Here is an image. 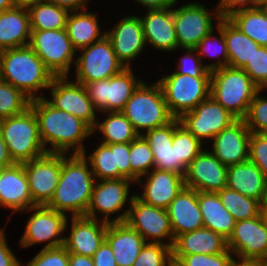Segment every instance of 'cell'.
<instances>
[{"mask_svg": "<svg viewBox=\"0 0 267 266\" xmlns=\"http://www.w3.org/2000/svg\"><path fill=\"white\" fill-rule=\"evenodd\" d=\"M29 107L34 111L38 121L39 135L46 149L49 143L51 149L47 153L65 154L73 148V154L85 153L82 145L92 128L82 119L53 107L45 98H36L30 101Z\"/></svg>", "mask_w": 267, "mask_h": 266, "instance_id": "obj_1", "label": "cell"}, {"mask_svg": "<svg viewBox=\"0 0 267 266\" xmlns=\"http://www.w3.org/2000/svg\"><path fill=\"white\" fill-rule=\"evenodd\" d=\"M87 164L85 153L70 158L61 154L59 182L46 207L64 214L70 211L72 217L86 215L97 179Z\"/></svg>", "mask_w": 267, "mask_h": 266, "instance_id": "obj_2", "label": "cell"}, {"mask_svg": "<svg viewBox=\"0 0 267 266\" xmlns=\"http://www.w3.org/2000/svg\"><path fill=\"white\" fill-rule=\"evenodd\" d=\"M54 77L29 46L0 51V79L20 90L30 100L42 98L34 96V93L49 88Z\"/></svg>", "mask_w": 267, "mask_h": 266, "instance_id": "obj_3", "label": "cell"}, {"mask_svg": "<svg viewBox=\"0 0 267 266\" xmlns=\"http://www.w3.org/2000/svg\"><path fill=\"white\" fill-rule=\"evenodd\" d=\"M261 89L241 68L225 66L211 71L210 97L237 119H244Z\"/></svg>", "mask_w": 267, "mask_h": 266, "instance_id": "obj_4", "label": "cell"}, {"mask_svg": "<svg viewBox=\"0 0 267 266\" xmlns=\"http://www.w3.org/2000/svg\"><path fill=\"white\" fill-rule=\"evenodd\" d=\"M0 133L15 163L31 161L47 153L36 115L30 107L19 115L1 119Z\"/></svg>", "mask_w": 267, "mask_h": 266, "instance_id": "obj_5", "label": "cell"}, {"mask_svg": "<svg viewBox=\"0 0 267 266\" xmlns=\"http://www.w3.org/2000/svg\"><path fill=\"white\" fill-rule=\"evenodd\" d=\"M132 123L135 131H146L164 126L175 117L170 113L158 82L147 86L142 82L121 111Z\"/></svg>", "mask_w": 267, "mask_h": 266, "instance_id": "obj_6", "label": "cell"}, {"mask_svg": "<svg viewBox=\"0 0 267 266\" xmlns=\"http://www.w3.org/2000/svg\"><path fill=\"white\" fill-rule=\"evenodd\" d=\"M170 113L180 118L210 96L211 77H193L172 73L157 81Z\"/></svg>", "mask_w": 267, "mask_h": 266, "instance_id": "obj_7", "label": "cell"}, {"mask_svg": "<svg viewBox=\"0 0 267 266\" xmlns=\"http://www.w3.org/2000/svg\"><path fill=\"white\" fill-rule=\"evenodd\" d=\"M54 76H68L75 48L66 29L31 30L28 45Z\"/></svg>", "mask_w": 267, "mask_h": 266, "instance_id": "obj_8", "label": "cell"}, {"mask_svg": "<svg viewBox=\"0 0 267 266\" xmlns=\"http://www.w3.org/2000/svg\"><path fill=\"white\" fill-rule=\"evenodd\" d=\"M141 83L129 67L108 79L87 83L85 88L96 111L121 112Z\"/></svg>", "mask_w": 267, "mask_h": 266, "instance_id": "obj_9", "label": "cell"}, {"mask_svg": "<svg viewBox=\"0 0 267 266\" xmlns=\"http://www.w3.org/2000/svg\"><path fill=\"white\" fill-rule=\"evenodd\" d=\"M79 50L83 53L75 61L76 82L84 86L93 81L108 79L125 69L107 36Z\"/></svg>", "mask_w": 267, "mask_h": 266, "instance_id": "obj_10", "label": "cell"}, {"mask_svg": "<svg viewBox=\"0 0 267 266\" xmlns=\"http://www.w3.org/2000/svg\"><path fill=\"white\" fill-rule=\"evenodd\" d=\"M129 201L130 209L111 222H126L145 240L149 236L155 238L151 243H162L163 238L170 237L172 248L174 236L167 211L142 202L136 195L131 196Z\"/></svg>", "mask_w": 267, "mask_h": 266, "instance_id": "obj_11", "label": "cell"}, {"mask_svg": "<svg viewBox=\"0 0 267 266\" xmlns=\"http://www.w3.org/2000/svg\"><path fill=\"white\" fill-rule=\"evenodd\" d=\"M180 123L198 140L214 138L237 118L212 97L200 102L193 110L185 112Z\"/></svg>", "mask_w": 267, "mask_h": 266, "instance_id": "obj_12", "label": "cell"}, {"mask_svg": "<svg viewBox=\"0 0 267 266\" xmlns=\"http://www.w3.org/2000/svg\"><path fill=\"white\" fill-rule=\"evenodd\" d=\"M227 248L240 261L262 262L267 259V228L260 216L237 221L227 240Z\"/></svg>", "mask_w": 267, "mask_h": 266, "instance_id": "obj_13", "label": "cell"}, {"mask_svg": "<svg viewBox=\"0 0 267 266\" xmlns=\"http://www.w3.org/2000/svg\"><path fill=\"white\" fill-rule=\"evenodd\" d=\"M211 16L210 12L199 3H189L179 9H173L178 47L194 49L197 44L213 31V17L220 20L219 12Z\"/></svg>", "mask_w": 267, "mask_h": 266, "instance_id": "obj_14", "label": "cell"}, {"mask_svg": "<svg viewBox=\"0 0 267 266\" xmlns=\"http://www.w3.org/2000/svg\"><path fill=\"white\" fill-rule=\"evenodd\" d=\"M29 210L37 211L32 214L27 222L25 233L20 240L21 247L27 248L36 243L48 240L50 242L44 248L63 246L65 237L58 238L57 235H61L66 229V214L52 210L45 205H37Z\"/></svg>", "mask_w": 267, "mask_h": 266, "instance_id": "obj_15", "label": "cell"}, {"mask_svg": "<svg viewBox=\"0 0 267 266\" xmlns=\"http://www.w3.org/2000/svg\"><path fill=\"white\" fill-rule=\"evenodd\" d=\"M68 76H55L49 88L53 100L47 101L62 111L82 119L92 129L95 126L96 114L93 103L84 85L66 81Z\"/></svg>", "mask_w": 267, "mask_h": 266, "instance_id": "obj_16", "label": "cell"}, {"mask_svg": "<svg viewBox=\"0 0 267 266\" xmlns=\"http://www.w3.org/2000/svg\"><path fill=\"white\" fill-rule=\"evenodd\" d=\"M32 201L46 205L52 198L61 173V154L46 153L23 163Z\"/></svg>", "mask_w": 267, "mask_h": 266, "instance_id": "obj_17", "label": "cell"}, {"mask_svg": "<svg viewBox=\"0 0 267 266\" xmlns=\"http://www.w3.org/2000/svg\"><path fill=\"white\" fill-rule=\"evenodd\" d=\"M228 167L212 152L202 151L189 164L184 175L185 187L197 192L217 193L226 187Z\"/></svg>", "mask_w": 267, "mask_h": 266, "instance_id": "obj_18", "label": "cell"}, {"mask_svg": "<svg viewBox=\"0 0 267 266\" xmlns=\"http://www.w3.org/2000/svg\"><path fill=\"white\" fill-rule=\"evenodd\" d=\"M250 129L244 119H237L213 138V154L229 167L248 161Z\"/></svg>", "mask_w": 267, "mask_h": 266, "instance_id": "obj_19", "label": "cell"}, {"mask_svg": "<svg viewBox=\"0 0 267 266\" xmlns=\"http://www.w3.org/2000/svg\"><path fill=\"white\" fill-rule=\"evenodd\" d=\"M128 178L101 180L95 182L86 217L96 219V212L103 213V222L111 223L109 214L120 211L126 203L129 183Z\"/></svg>", "mask_w": 267, "mask_h": 266, "instance_id": "obj_20", "label": "cell"}, {"mask_svg": "<svg viewBox=\"0 0 267 266\" xmlns=\"http://www.w3.org/2000/svg\"><path fill=\"white\" fill-rule=\"evenodd\" d=\"M106 36L111 41L118 60L125 68L130 67L131 60L137 57L146 44L142 21L136 16L123 18L114 29L106 32Z\"/></svg>", "mask_w": 267, "mask_h": 266, "instance_id": "obj_21", "label": "cell"}, {"mask_svg": "<svg viewBox=\"0 0 267 266\" xmlns=\"http://www.w3.org/2000/svg\"><path fill=\"white\" fill-rule=\"evenodd\" d=\"M0 206L21 212L37 206L31 198L23 163L0 169Z\"/></svg>", "mask_w": 267, "mask_h": 266, "instance_id": "obj_22", "label": "cell"}, {"mask_svg": "<svg viewBox=\"0 0 267 266\" xmlns=\"http://www.w3.org/2000/svg\"><path fill=\"white\" fill-rule=\"evenodd\" d=\"M99 221L100 219L86 216L72 217L71 234L65 237L63 245L66 250L69 253L93 257L104 242L107 231L108 223Z\"/></svg>", "mask_w": 267, "mask_h": 266, "instance_id": "obj_23", "label": "cell"}, {"mask_svg": "<svg viewBox=\"0 0 267 266\" xmlns=\"http://www.w3.org/2000/svg\"><path fill=\"white\" fill-rule=\"evenodd\" d=\"M174 239L184 233L204 227L198 203V192L184 187L166 209Z\"/></svg>", "mask_w": 267, "mask_h": 266, "instance_id": "obj_24", "label": "cell"}, {"mask_svg": "<svg viewBox=\"0 0 267 266\" xmlns=\"http://www.w3.org/2000/svg\"><path fill=\"white\" fill-rule=\"evenodd\" d=\"M148 177L142 196L136 194V197L157 208L166 210L176 195L185 187L184 176L172 171L154 168L150 175L148 173Z\"/></svg>", "mask_w": 267, "mask_h": 266, "instance_id": "obj_25", "label": "cell"}, {"mask_svg": "<svg viewBox=\"0 0 267 266\" xmlns=\"http://www.w3.org/2000/svg\"><path fill=\"white\" fill-rule=\"evenodd\" d=\"M105 240L110 245L117 266H133L146 240L126 222L107 225Z\"/></svg>", "mask_w": 267, "mask_h": 266, "instance_id": "obj_26", "label": "cell"}, {"mask_svg": "<svg viewBox=\"0 0 267 266\" xmlns=\"http://www.w3.org/2000/svg\"><path fill=\"white\" fill-rule=\"evenodd\" d=\"M140 19L143 24L145 43L163 51H171L178 47L173 9L148 10L146 16Z\"/></svg>", "mask_w": 267, "mask_h": 266, "instance_id": "obj_27", "label": "cell"}, {"mask_svg": "<svg viewBox=\"0 0 267 266\" xmlns=\"http://www.w3.org/2000/svg\"><path fill=\"white\" fill-rule=\"evenodd\" d=\"M227 240L208 228H200L177 236L172 255L206 254L215 255L227 250Z\"/></svg>", "mask_w": 267, "mask_h": 266, "instance_id": "obj_28", "label": "cell"}, {"mask_svg": "<svg viewBox=\"0 0 267 266\" xmlns=\"http://www.w3.org/2000/svg\"><path fill=\"white\" fill-rule=\"evenodd\" d=\"M267 186V177L257 165L246 161L228 167L226 187L262 203Z\"/></svg>", "mask_w": 267, "mask_h": 266, "instance_id": "obj_29", "label": "cell"}, {"mask_svg": "<svg viewBox=\"0 0 267 266\" xmlns=\"http://www.w3.org/2000/svg\"><path fill=\"white\" fill-rule=\"evenodd\" d=\"M30 35L27 9L13 7L0 12V51L28 46Z\"/></svg>", "mask_w": 267, "mask_h": 266, "instance_id": "obj_30", "label": "cell"}, {"mask_svg": "<svg viewBox=\"0 0 267 266\" xmlns=\"http://www.w3.org/2000/svg\"><path fill=\"white\" fill-rule=\"evenodd\" d=\"M198 203L204 227L213 230L228 240L236 221L223 206L218 193L198 191Z\"/></svg>", "mask_w": 267, "mask_h": 266, "instance_id": "obj_31", "label": "cell"}, {"mask_svg": "<svg viewBox=\"0 0 267 266\" xmlns=\"http://www.w3.org/2000/svg\"><path fill=\"white\" fill-rule=\"evenodd\" d=\"M151 147L154 168L176 173V153L173 141V120L141 134Z\"/></svg>", "mask_w": 267, "mask_h": 266, "instance_id": "obj_32", "label": "cell"}, {"mask_svg": "<svg viewBox=\"0 0 267 266\" xmlns=\"http://www.w3.org/2000/svg\"><path fill=\"white\" fill-rule=\"evenodd\" d=\"M73 13L68 15L65 29L76 50L90 46L106 36V32L100 34V27L95 14L86 12V10L74 11Z\"/></svg>", "mask_w": 267, "mask_h": 266, "instance_id": "obj_33", "label": "cell"}, {"mask_svg": "<svg viewBox=\"0 0 267 266\" xmlns=\"http://www.w3.org/2000/svg\"><path fill=\"white\" fill-rule=\"evenodd\" d=\"M223 34L228 53V66L242 69L260 45L242 33L227 18H223Z\"/></svg>", "mask_w": 267, "mask_h": 266, "instance_id": "obj_34", "label": "cell"}, {"mask_svg": "<svg viewBox=\"0 0 267 266\" xmlns=\"http://www.w3.org/2000/svg\"><path fill=\"white\" fill-rule=\"evenodd\" d=\"M227 19L257 44L267 47V8L240 10Z\"/></svg>", "mask_w": 267, "mask_h": 266, "instance_id": "obj_35", "label": "cell"}, {"mask_svg": "<svg viewBox=\"0 0 267 266\" xmlns=\"http://www.w3.org/2000/svg\"><path fill=\"white\" fill-rule=\"evenodd\" d=\"M172 143H175L176 173L184 176L192 160L203 151L202 141L190 133L179 118H174Z\"/></svg>", "mask_w": 267, "mask_h": 266, "instance_id": "obj_36", "label": "cell"}, {"mask_svg": "<svg viewBox=\"0 0 267 266\" xmlns=\"http://www.w3.org/2000/svg\"><path fill=\"white\" fill-rule=\"evenodd\" d=\"M30 30H60L66 28L69 11L48 2L36 3L28 9Z\"/></svg>", "mask_w": 267, "mask_h": 266, "instance_id": "obj_37", "label": "cell"}, {"mask_svg": "<svg viewBox=\"0 0 267 266\" xmlns=\"http://www.w3.org/2000/svg\"><path fill=\"white\" fill-rule=\"evenodd\" d=\"M108 118L105 121L96 122L92 129H99L104 135V144L130 143L139 134L135 131L132 123L125 117L122 112H107Z\"/></svg>", "mask_w": 267, "mask_h": 266, "instance_id": "obj_38", "label": "cell"}, {"mask_svg": "<svg viewBox=\"0 0 267 266\" xmlns=\"http://www.w3.org/2000/svg\"><path fill=\"white\" fill-rule=\"evenodd\" d=\"M217 193L223 206L231 213L236 222L259 216L260 201L244 196L228 187L223 188Z\"/></svg>", "mask_w": 267, "mask_h": 266, "instance_id": "obj_39", "label": "cell"}, {"mask_svg": "<svg viewBox=\"0 0 267 266\" xmlns=\"http://www.w3.org/2000/svg\"><path fill=\"white\" fill-rule=\"evenodd\" d=\"M88 159L94 177L100 180L118 179V168H115V144L101 143Z\"/></svg>", "mask_w": 267, "mask_h": 266, "instance_id": "obj_40", "label": "cell"}, {"mask_svg": "<svg viewBox=\"0 0 267 266\" xmlns=\"http://www.w3.org/2000/svg\"><path fill=\"white\" fill-rule=\"evenodd\" d=\"M129 162L131 164V180L139 181L140 177L149 172V168L154 169V158L151 147L142 135H138L130 142Z\"/></svg>", "mask_w": 267, "mask_h": 266, "instance_id": "obj_41", "label": "cell"}, {"mask_svg": "<svg viewBox=\"0 0 267 266\" xmlns=\"http://www.w3.org/2000/svg\"><path fill=\"white\" fill-rule=\"evenodd\" d=\"M30 101L20 90L0 79V120L23 113Z\"/></svg>", "mask_w": 267, "mask_h": 266, "instance_id": "obj_42", "label": "cell"}, {"mask_svg": "<svg viewBox=\"0 0 267 266\" xmlns=\"http://www.w3.org/2000/svg\"><path fill=\"white\" fill-rule=\"evenodd\" d=\"M172 251L170 243H151L144 245L133 266H171Z\"/></svg>", "mask_w": 267, "mask_h": 266, "instance_id": "obj_43", "label": "cell"}, {"mask_svg": "<svg viewBox=\"0 0 267 266\" xmlns=\"http://www.w3.org/2000/svg\"><path fill=\"white\" fill-rule=\"evenodd\" d=\"M217 29H218V33L220 34V39L219 38H216V36H213L212 33H209L208 35H206L198 44L197 46L194 48L196 51H197V54L200 56H203V55H211L212 53V56L216 57L219 56V55H223V59L222 61H220V58H219V61L218 62H215V63H212V64H208V65H205L210 71H213L215 69H218V68H223L225 66H228V53H227V47H226V41H225V38H224V34H223V18H221L220 20H218V25H217ZM219 39V40H217ZM215 41H218L216 44L214 43V46L216 48H213L211 51H209V46L211 45V43L215 42ZM210 44V45H209ZM219 46V49H217Z\"/></svg>", "mask_w": 267, "mask_h": 266, "instance_id": "obj_44", "label": "cell"}, {"mask_svg": "<svg viewBox=\"0 0 267 266\" xmlns=\"http://www.w3.org/2000/svg\"><path fill=\"white\" fill-rule=\"evenodd\" d=\"M231 255L229 249L224 253L215 255H172V262L177 266H231L235 261Z\"/></svg>", "mask_w": 267, "mask_h": 266, "instance_id": "obj_45", "label": "cell"}, {"mask_svg": "<svg viewBox=\"0 0 267 266\" xmlns=\"http://www.w3.org/2000/svg\"><path fill=\"white\" fill-rule=\"evenodd\" d=\"M242 69L261 90L267 89V47L255 49L251 60Z\"/></svg>", "mask_w": 267, "mask_h": 266, "instance_id": "obj_46", "label": "cell"}, {"mask_svg": "<svg viewBox=\"0 0 267 266\" xmlns=\"http://www.w3.org/2000/svg\"><path fill=\"white\" fill-rule=\"evenodd\" d=\"M260 92L255 95L244 120L251 132L267 133V99L260 97Z\"/></svg>", "mask_w": 267, "mask_h": 266, "instance_id": "obj_47", "label": "cell"}, {"mask_svg": "<svg viewBox=\"0 0 267 266\" xmlns=\"http://www.w3.org/2000/svg\"><path fill=\"white\" fill-rule=\"evenodd\" d=\"M248 160L255 163L267 177V133L251 132Z\"/></svg>", "mask_w": 267, "mask_h": 266, "instance_id": "obj_48", "label": "cell"}, {"mask_svg": "<svg viewBox=\"0 0 267 266\" xmlns=\"http://www.w3.org/2000/svg\"><path fill=\"white\" fill-rule=\"evenodd\" d=\"M27 266H69V252L64 246L43 248Z\"/></svg>", "mask_w": 267, "mask_h": 266, "instance_id": "obj_49", "label": "cell"}, {"mask_svg": "<svg viewBox=\"0 0 267 266\" xmlns=\"http://www.w3.org/2000/svg\"><path fill=\"white\" fill-rule=\"evenodd\" d=\"M185 50H187V53L184 57H182L181 62L179 63L180 65L178 66L179 70L175 73L193 77H211V71L201 64V56L199 57L197 51L190 48ZM194 52L196 53V56L192 55Z\"/></svg>", "mask_w": 267, "mask_h": 266, "instance_id": "obj_50", "label": "cell"}, {"mask_svg": "<svg viewBox=\"0 0 267 266\" xmlns=\"http://www.w3.org/2000/svg\"><path fill=\"white\" fill-rule=\"evenodd\" d=\"M130 143L115 144V168H118V179L131 180V164L129 162Z\"/></svg>", "mask_w": 267, "mask_h": 266, "instance_id": "obj_51", "label": "cell"}, {"mask_svg": "<svg viewBox=\"0 0 267 266\" xmlns=\"http://www.w3.org/2000/svg\"><path fill=\"white\" fill-rule=\"evenodd\" d=\"M255 7H259V0H221L217 11L222 18H228L237 11Z\"/></svg>", "mask_w": 267, "mask_h": 266, "instance_id": "obj_52", "label": "cell"}, {"mask_svg": "<svg viewBox=\"0 0 267 266\" xmlns=\"http://www.w3.org/2000/svg\"><path fill=\"white\" fill-rule=\"evenodd\" d=\"M92 260L94 266H117L112 249L106 240L94 253Z\"/></svg>", "mask_w": 267, "mask_h": 266, "instance_id": "obj_53", "label": "cell"}, {"mask_svg": "<svg viewBox=\"0 0 267 266\" xmlns=\"http://www.w3.org/2000/svg\"><path fill=\"white\" fill-rule=\"evenodd\" d=\"M0 266H21L6 243L4 232L0 235Z\"/></svg>", "mask_w": 267, "mask_h": 266, "instance_id": "obj_54", "label": "cell"}, {"mask_svg": "<svg viewBox=\"0 0 267 266\" xmlns=\"http://www.w3.org/2000/svg\"><path fill=\"white\" fill-rule=\"evenodd\" d=\"M47 1L52 4H55L56 6L64 8L69 12L78 11L81 10V8H83V10L87 9V7L85 6L87 0H47Z\"/></svg>", "mask_w": 267, "mask_h": 266, "instance_id": "obj_55", "label": "cell"}, {"mask_svg": "<svg viewBox=\"0 0 267 266\" xmlns=\"http://www.w3.org/2000/svg\"><path fill=\"white\" fill-rule=\"evenodd\" d=\"M148 8V10L171 8L177 0H135Z\"/></svg>", "mask_w": 267, "mask_h": 266, "instance_id": "obj_56", "label": "cell"}, {"mask_svg": "<svg viewBox=\"0 0 267 266\" xmlns=\"http://www.w3.org/2000/svg\"><path fill=\"white\" fill-rule=\"evenodd\" d=\"M13 164H15V162L12 160L8 147L6 146V143L0 133V169L9 167Z\"/></svg>", "mask_w": 267, "mask_h": 266, "instance_id": "obj_57", "label": "cell"}, {"mask_svg": "<svg viewBox=\"0 0 267 266\" xmlns=\"http://www.w3.org/2000/svg\"><path fill=\"white\" fill-rule=\"evenodd\" d=\"M69 266H94L92 257L69 253Z\"/></svg>", "mask_w": 267, "mask_h": 266, "instance_id": "obj_58", "label": "cell"}, {"mask_svg": "<svg viewBox=\"0 0 267 266\" xmlns=\"http://www.w3.org/2000/svg\"><path fill=\"white\" fill-rule=\"evenodd\" d=\"M44 0H13V4L15 8L21 9H29L33 7L36 3L41 2Z\"/></svg>", "mask_w": 267, "mask_h": 266, "instance_id": "obj_59", "label": "cell"}, {"mask_svg": "<svg viewBox=\"0 0 267 266\" xmlns=\"http://www.w3.org/2000/svg\"><path fill=\"white\" fill-rule=\"evenodd\" d=\"M14 7L13 0H0V12Z\"/></svg>", "mask_w": 267, "mask_h": 266, "instance_id": "obj_60", "label": "cell"}, {"mask_svg": "<svg viewBox=\"0 0 267 266\" xmlns=\"http://www.w3.org/2000/svg\"><path fill=\"white\" fill-rule=\"evenodd\" d=\"M231 266H261V264L260 262H249V261L237 262L235 260Z\"/></svg>", "mask_w": 267, "mask_h": 266, "instance_id": "obj_61", "label": "cell"}, {"mask_svg": "<svg viewBox=\"0 0 267 266\" xmlns=\"http://www.w3.org/2000/svg\"><path fill=\"white\" fill-rule=\"evenodd\" d=\"M259 216L261 217L263 225L267 228V208H260Z\"/></svg>", "mask_w": 267, "mask_h": 266, "instance_id": "obj_62", "label": "cell"}, {"mask_svg": "<svg viewBox=\"0 0 267 266\" xmlns=\"http://www.w3.org/2000/svg\"><path fill=\"white\" fill-rule=\"evenodd\" d=\"M260 208H267V186H266V191H265V195H264V199L261 203V207Z\"/></svg>", "mask_w": 267, "mask_h": 266, "instance_id": "obj_63", "label": "cell"}, {"mask_svg": "<svg viewBox=\"0 0 267 266\" xmlns=\"http://www.w3.org/2000/svg\"><path fill=\"white\" fill-rule=\"evenodd\" d=\"M259 7L267 8V0H259Z\"/></svg>", "mask_w": 267, "mask_h": 266, "instance_id": "obj_64", "label": "cell"}, {"mask_svg": "<svg viewBox=\"0 0 267 266\" xmlns=\"http://www.w3.org/2000/svg\"><path fill=\"white\" fill-rule=\"evenodd\" d=\"M261 266H267V259L260 262Z\"/></svg>", "mask_w": 267, "mask_h": 266, "instance_id": "obj_65", "label": "cell"}, {"mask_svg": "<svg viewBox=\"0 0 267 266\" xmlns=\"http://www.w3.org/2000/svg\"><path fill=\"white\" fill-rule=\"evenodd\" d=\"M4 232V230L0 229V235Z\"/></svg>", "mask_w": 267, "mask_h": 266, "instance_id": "obj_66", "label": "cell"}]
</instances>
